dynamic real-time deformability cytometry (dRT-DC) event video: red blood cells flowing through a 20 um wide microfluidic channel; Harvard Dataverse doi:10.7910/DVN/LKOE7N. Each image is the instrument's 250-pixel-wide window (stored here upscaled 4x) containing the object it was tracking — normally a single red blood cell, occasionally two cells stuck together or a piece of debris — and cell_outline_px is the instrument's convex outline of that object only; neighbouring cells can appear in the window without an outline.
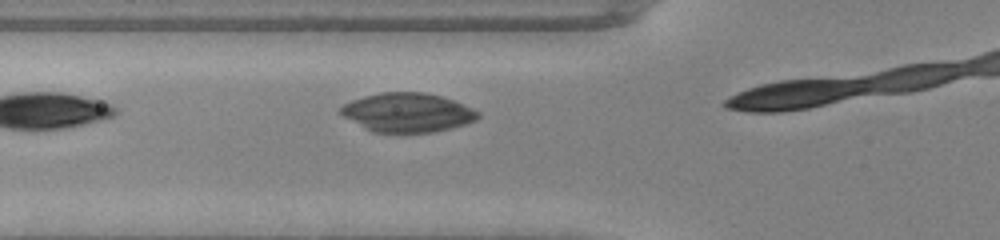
{"species": "common noctule bat (a hibernating species)", "species_latin": "Nyctalus noctula", "temperature_condition": "warm", "stored_images_in_passage": 7, "camera_frame_rate_fps": 3000, "um_per_image_px": 0.085, "animal": {"sex": "male", "body_mass_g": 20.0, "forearm_length_mm": 53.3}, "frame": {"image": 1, "passage_image": 4, "time_ms": 1.0, "image_size_px": [1000, 240], "cell_outline_px": [[480, 116], [476, 120], [452, 128], [436, 132], [372, 132], [364, 128], [344, 116], [340, 112], [340, 108], [344, 104], [352, 100], [364, 96], [380, 92], [424, 92], [440, 96], [464, 104], [480, 112]], "centroid_in_image_um": [34.65, 9.56], "position_along_channel_um": 91.1, "area_um2": 31.15}}